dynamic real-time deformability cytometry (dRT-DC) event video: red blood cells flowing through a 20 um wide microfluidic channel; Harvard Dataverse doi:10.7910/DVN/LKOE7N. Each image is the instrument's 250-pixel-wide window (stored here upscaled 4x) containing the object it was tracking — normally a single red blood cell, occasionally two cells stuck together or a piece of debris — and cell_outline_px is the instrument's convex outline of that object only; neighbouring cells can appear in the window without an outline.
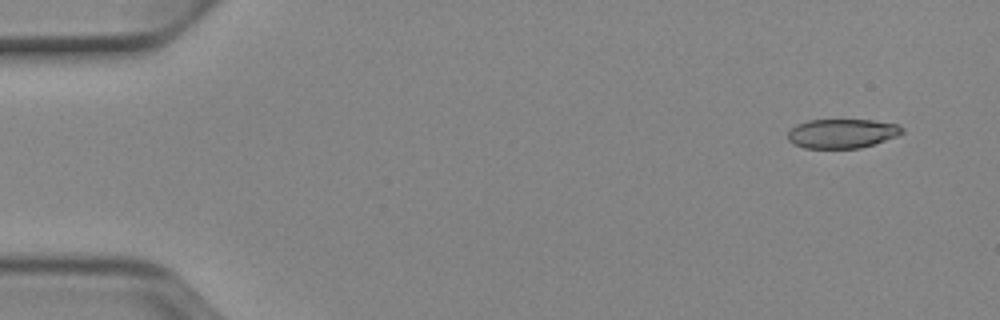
{"species": "Egyptian fruit bat (a non-hibernating species)", "species_latin": "Rousettus aegyptiacus", "temperature_condition": "cold", "stored_images_in_passage": 49, "camera_frame_rate_fps": 3000, "um_per_image_px": 0.085, "animal": {"sex": "female"}, "frame": {"image": 1, "passage_image": 1, "time_ms": 0.0, "image_size_px": [1000, 320], "cell_outline_px": [[904, 132], [896, 136], [860, 148], [804, 148], [788, 140], [788, 132], [796, 124], [808, 120], [872, 120], [896, 124], [904, 128]], "centroid_in_image_um": [71.56, 11.34], "position_along_channel_um": 13.4, "area_um2": 19.31}}
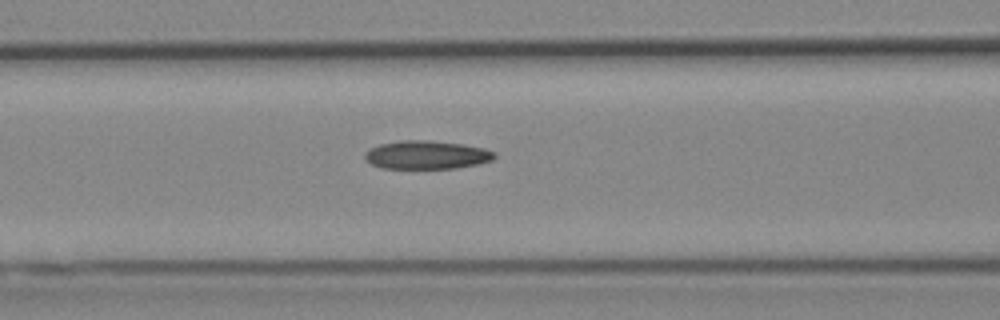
{"frame": {"image": 2, "passage_image": 19, "time_ms": 6.0, "image_size_px": [1000, 320], "cell_outline_px": [[496, 156], [492, 160], [480, 164], [456, 168], [380, 168], [372, 164], [364, 156], [364, 152], [380, 144], [400, 140], [428, 140], [464, 144], [484, 148], [496, 152]], "centroid_in_image_um": [36.3, 13.16], "position_along_channel_um": 130.3, "area_um2": 21.5}}
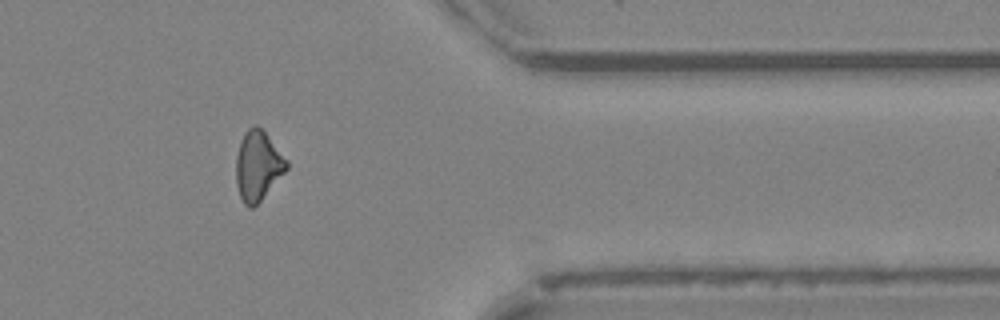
{"frame": {"image": 3, "passage_image": 40, "time_ms": 13.0, "image_size_px": [1000, 320], "cell_outline_px": [[288, 168], [260, 200], [252, 208], [248, 208], [244, 204], [240, 196], [236, 184], [236, 156], [240, 140], [244, 132], [252, 124], [256, 124], [264, 132], [288, 160]], "centroid_in_image_um": [21.9, 14.07], "position_along_channel_um": 389.5, "area_um2": 20.35}, "authors_computed_cell_mechanics": {"area_um2": 20.808, "velocity_mm_per_s": 3.9408, "shape_relaxation_time_tau1_ms": null, "shape_relaxation_time_tau2_ms": 10.3298, "deformation_change_tau1": null, "deformation_change_tau2": 0.2147}}